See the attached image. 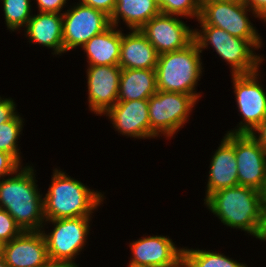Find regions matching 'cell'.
<instances>
[{"label": "cell", "mask_w": 266, "mask_h": 267, "mask_svg": "<svg viewBox=\"0 0 266 267\" xmlns=\"http://www.w3.org/2000/svg\"><path fill=\"white\" fill-rule=\"evenodd\" d=\"M0 267H8L1 254H0Z\"/></svg>", "instance_id": "8d00e7d4"}, {"label": "cell", "mask_w": 266, "mask_h": 267, "mask_svg": "<svg viewBox=\"0 0 266 267\" xmlns=\"http://www.w3.org/2000/svg\"><path fill=\"white\" fill-rule=\"evenodd\" d=\"M1 255L8 267H41L50 259L41 231H23L2 244Z\"/></svg>", "instance_id": "9a60e30c"}, {"label": "cell", "mask_w": 266, "mask_h": 267, "mask_svg": "<svg viewBox=\"0 0 266 267\" xmlns=\"http://www.w3.org/2000/svg\"><path fill=\"white\" fill-rule=\"evenodd\" d=\"M257 133L258 135H256ZM250 134L266 151V118Z\"/></svg>", "instance_id": "d6a6232c"}, {"label": "cell", "mask_w": 266, "mask_h": 267, "mask_svg": "<svg viewBox=\"0 0 266 267\" xmlns=\"http://www.w3.org/2000/svg\"><path fill=\"white\" fill-rule=\"evenodd\" d=\"M132 259L129 264L144 267H179L183 261V249L175 247L165 236L143 237L129 245Z\"/></svg>", "instance_id": "5bb4252c"}, {"label": "cell", "mask_w": 266, "mask_h": 267, "mask_svg": "<svg viewBox=\"0 0 266 267\" xmlns=\"http://www.w3.org/2000/svg\"><path fill=\"white\" fill-rule=\"evenodd\" d=\"M122 33L119 66L121 69H156L159 54L140 30Z\"/></svg>", "instance_id": "ac0fdd59"}, {"label": "cell", "mask_w": 266, "mask_h": 267, "mask_svg": "<svg viewBox=\"0 0 266 267\" xmlns=\"http://www.w3.org/2000/svg\"><path fill=\"white\" fill-rule=\"evenodd\" d=\"M204 203L224 225L241 229L262 240L264 221L262 214V194L256 189L237 185L220 189Z\"/></svg>", "instance_id": "6da1fadb"}, {"label": "cell", "mask_w": 266, "mask_h": 267, "mask_svg": "<svg viewBox=\"0 0 266 267\" xmlns=\"http://www.w3.org/2000/svg\"><path fill=\"white\" fill-rule=\"evenodd\" d=\"M201 29L200 31L194 29V41L201 53L202 49L208 48L211 44L217 54L228 62L232 75L251 74L258 71V65L263 62V59L253 50L261 47V39H242L214 26H201Z\"/></svg>", "instance_id": "5b68a950"}, {"label": "cell", "mask_w": 266, "mask_h": 267, "mask_svg": "<svg viewBox=\"0 0 266 267\" xmlns=\"http://www.w3.org/2000/svg\"><path fill=\"white\" fill-rule=\"evenodd\" d=\"M80 3L101 10L111 16L115 9L116 0H80Z\"/></svg>", "instance_id": "f546056e"}, {"label": "cell", "mask_w": 266, "mask_h": 267, "mask_svg": "<svg viewBox=\"0 0 266 267\" xmlns=\"http://www.w3.org/2000/svg\"><path fill=\"white\" fill-rule=\"evenodd\" d=\"M41 267H78V265L75 262L49 260L46 264L42 265Z\"/></svg>", "instance_id": "836d02e7"}, {"label": "cell", "mask_w": 266, "mask_h": 267, "mask_svg": "<svg viewBox=\"0 0 266 267\" xmlns=\"http://www.w3.org/2000/svg\"><path fill=\"white\" fill-rule=\"evenodd\" d=\"M22 232L15 219L6 210L0 208V244L11 241Z\"/></svg>", "instance_id": "4316f807"}, {"label": "cell", "mask_w": 266, "mask_h": 267, "mask_svg": "<svg viewBox=\"0 0 266 267\" xmlns=\"http://www.w3.org/2000/svg\"><path fill=\"white\" fill-rule=\"evenodd\" d=\"M261 194H262V214H263L264 226L266 229V187L261 192Z\"/></svg>", "instance_id": "e575fe53"}, {"label": "cell", "mask_w": 266, "mask_h": 267, "mask_svg": "<svg viewBox=\"0 0 266 267\" xmlns=\"http://www.w3.org/2000/svg\"><path fill=\"white\" fill-rule=\"evenodd\" d=\"M247 11L251 9L243 0L200 3V15L197 19L201 26H214L227 31L230 35L242 39H260L253 27Z\"/></svg>", "instance_id": "52a82bcc"}, {"label": "cell", "mask_w": 266, "mask_h": 267, "mask_svg": "<svg viewBox=\"0 0 266 267\" xmlns=\"http://www.w3.org/2000/svg\"><path fill=\"white\" fill-rule=\"evenodd\" d=\"M90 219L91 217H78L47 220L54 224L52 232L46 234L42 231L51 261L74 262V256L85 246Z\"/></svg>", "instance_id": "ba28073f"}, {"label": "cell", "mask_w": 266, "mask_h": 267, "mask_svg": "<svg viewBox=\"0 0 266 267\" xmlns=\"http://www.w3.org/2000/svg\"><path fill=\"white\" fill-rule=\"evenodd\" d=\"M200 50L195 41L186 48L160 54L156 65L157 90L191 95L198 101L195 86L202 74Z\"/></svg>", "instance_id": "277c9868"}, {"label": "cell", "mask_w": 266, "mask_h": 267, "mask_svg": "<svg viewBox=\"0 0 266 267\" xmlns=\"http://www.w3.org/2000/svg\"><path fill=\"white\" fill-rule=\"evenodd\" d=\"M160 13L170 14L175 16L196 17L200 15L199 0H164L159 5Z\"/></svg>", "instance_id": "484cf974"}, {"label": "cell", "mask_w": 266, "mask_h": 267, "mask_svg": "<svg viewBox=\"0 0 266 267\" xmlns=\"http://www.w3.org/2000/svg\"><path fill=\"white\" fill-rule=\"evenodd\" d=\"M245 4L252 10L255 14L254 17L264 19L266 22V0H243Z\"/></svg>", "instance_id": "1f68e13d"}, {"label": "cell", "mask_w": 266, "mask_h": 267, "mask_svg": "<svg viewBox=\"0 0 266 267\" xmlns=\"http://www.w3.org/2000/svg\"><path fill=\"white\" fill-rule=\"evenodd\" d=\"M23 120L16 114L11 120L0 124V151L11 154L20 164L17 140L22 131Z\"/></svg>", "instance_id": "d4e9b609"}, {"label": "cell", "mask_w": 266, "mask_h": 267, "mask_svg": "<svg viewBox=\"0 0 266 267\" xmlns=\"http://www.w3.org/2000/svg\"><path fill=\"white\" fill-rule=\"evenodd\" d=\"M53 171L51 186L43 197L45 222L54 219L91 217L93 210L100 206L104 196L67 176L65 172L56 168Z\"/></svg>", "instance_id": "3957f363"}, {"label": "cell", "mask_w": 266, "mask_h": 267, "mask_svg": "<svg viewBox=\"0 0 266 267\" xmlns=\"http://www.w3.org/2000/svg\"><path fill=\"white\" fill-rule=\"evenodd\" d=\"M15 102L13 99H2L0 97V124L11 120L17 113L15 112Z\"/></svg>", "instance_id": "f1b7e54d"}, {"label": "cell", "mask_w": 266, "mask_h": 267, "mask_svg": "<svg viewBox=\"0 0 266 267\" xmlns=\"http://www.w3.org/2000/svg\"><path fill=\"white\" fill-rule=\"evenodd\" d=\"M140 31L159 55L184 49L194 41V30L179 20L178 16L176 18L175 15L170 14L159 13Z\"/></svg>", "instance_id": "7c38bea8"}, {"label": "cell", "mask_w": 266, "mask_h": 267, "mask_svg": "<svg viewBox=\"0 0 266 267\" xmlns=\"http://www.w3.org/2000/svg\"><path fill=\"white\" fill-rule=\"evenodd\" d=\"M195 104L191 95L157 90L148 99L150 138L173 136L188 121Z\"/></svg>", "instance_id": "8992f818"}, {"label": "cell", "mask_w": 266, "mask_h": 267, "mask_svg": "<svg viewBox=\"0 0 266 267\" xmlns=\"http://www.w3.org/2000/svg\"><path fill=\"white\" fill-rule=\"evenodd\" d=\"M156 92L155 69H122L117 101L149 99Z\"/></svg>", "instance_id": "44dd1931"}, {"label": "cell", "mask_w": 266, "mask_h": 267, "mask_svg": "<svg viewBox=\"0 0 266 267\" xmlns=\"http://www.w3.org/2000/svg\"><path fill=\"white\" fill-rule=\"evenodd\" d=\"M129 267H144V266H138V265H133V264H129Z\"/></svg>", "instance_id": "ab89813d"}, {"label": "cell", "mask_w": 266, "mask_h": 267, "mask_svg": "<svg viewBox=\"0 0 266 267\" xmlns=\"http://www.w3.org/2000/svg\"><path fill=\"white\" fill-rule=\"evenodd\" d=\"M39 12L60 13L67 0H36Z\"/></svg>", "instance_id": "4dcf8cb0"}, {"label": "cell", "mask_w": 266, "mask_h": 267, "mask_svg": "<svg viewBox=\"0 0 266 267\" xmlns=\"http://www.w3.org/2000/svg\"><path fill=\"white\" fill-rule=\"evenodd\" d=\"M105 115L122 135L150 139L148 99L117 101Z\"/></svg>", "instance_id": "2e32d148"}, {"label": "cell", "mask_w": 266, "mask_h": 267, "mask_svg": "<svg viewBox=\"0 0 266 267\" xmlns=\"http://www.w3.org/2000/svg\"><path fill=\"white\" fill-rule=\"evenodd\" d=\"M21 169V170H20ZM19 172V173H18ZM0 180V208L6 210L23 231H41L45 223L43 198L32 166L19 168L15 176Z\"/></svg>", "instance_id": "7a4b0ae2"}, {"label": "cell", "mask_w": 266, "mask_h": 267, "mask_svg": "<svg viewBox=\"0 0 266 267\" xmlns=\"http://www.w3.org/2000/svg\"><path fill=\"white\" fill-rule=\"evenodd\" d=\"M25 29L30 43L52 48L55 55L64 53L62 13L39 12L37 15L32 14Z\"/></svg>", "instance_id": "d6986e66"}, {"label": "cell", "mask_w": 266, "mask_h": 267, "mask_svg": "<svg viewBox=\"0 0 266 267\" xmlns=\"http://www.w3.org/2000/svg\"><path fill=\"white\" fill-rule=\"evenodd\" d=\"M122 31L111 25L104 32L93 36L82 48L89 65H119Z\"/></svg>", "instance_id": "ffe728a7"}, {"label": "cell", "mask_w": 266, "mask_h": 267, "mask_svg": "<svg viewBox=\"0 0 266 267\" xmlns=\"http://www.w3.org/2000/svg\"><path fill=\"white\" fill-rule=\"evenodd\" d=\"M20 163L9 153L0 151V179L13 175L20 168Z\"/></svg>", "instance_id": "83f0119b"}, {"label": "cell", "mask_w": 266, "mask_h": 267, "mask_svg": "<svg viewBox=\"0 0 266 267\" xmlns=\"http://www.w3.org/2000/svg\"><path fill=\"white\" fill-rule=\"evenodd\" d=\"M258 74L256 71L251 74L232 75L235 98L243 121H240L238 129L227 133L250 134L266 118V93L258 83Z\"/></svg>", "instance_id": "30bf717a"}, {"label": "cell", "mask_w": 266, "mask_h": 267, "mask_svg": "<svg viewBox=\"0 0 266 267\" xmlns=\"http://www.w3.org/2000/svg\"><path fill=\"white\" fill-rule=\"evenodd\" d=\"M263 241H265L266 240V229L264 230V235H263V239H262Z\"/></svg>", "instance_id": "f35d334b"}, {"label": "cell", "mask_w": 266, "mask_h": 267, "mask_svg": "<svg viewBox=\"0 0 266 267\" xmlns=\"http://www.w3.org/2000/svg\"><path fill=\"white\" fill-rule=\"evenodd\" d=\"M159 13V6L154 0H116L110 23L117 27L121 17L129 29L140 30Z\"/></svg>", "instance_id": "7402d4cb"}, {"label": "cell", "mask_w": 266, "mask_h": 267, "mask_svg": "<svg viewBox=\"0 0 266 267\" xmlns=\"http://www.w3.org/2000/svg\"><path fill=\"white\" fill-rule=\"evenodd\" d=\"M236 162L234 133H226L210 163L205 199L220 189L239 185Z\"/></svg>", "instance_id": "e0dca14e"}, {"label": "cell", "mask_w": 266, "mask_h": 267, "mask_svg": "<svg viewBox=\"0 0 266 267\" xmlns=\"http://www.w3.org/2000/svg\"><path fill=\"white\" fill-rule=\"evenodd\" d=\"M183 249L182 264L185 267H248L227 256L200 249Z\"/></svg>", "instance_id": "603a6c76"}, {"label": "cell", "mask_w": 266, "mask_h": 267, "mask_svg": "<svg viewBox=\"0 0 266 267\" xmlns=\"http://www.w3.org/2000/svg\"><path fill=\"white\" fill-rule=\"evenodd\" d=\"M238 184L262 192L266 187V151L247 133H234Z\"/></svg>", "instance_id": "8fae6325"}, {"label": "cell", "mask_w": 266, "mask_h": 267, "mask_svg": "<svg viewBox=\"0 0 266 267\" xmlns=\"http://www.w3.org/2000/svg\"><path fill=\"white\" fill-rule=\"evenodd\" d=\"M223 1H232V0H199V3L223 2Z\"/></svg>", "instance_id": "d590c367"}, {"label": "cell", "mask_w": 266, "mask_h": 267, "mask_svg": "<svg viewBox=\"0 0 266 267\" xmlns=\"http://www.w3.org/2000/svg\"><path fill=\"white\" fill-rule=\"evenodd\" d=\"M156 3H157V5L159 6L164 0H154Z\"/></svg>", "instance_id": "74e56055"}, {"label": "cell", "mask_w": 266, "mask_h": 267, "mask_svg": "<svg viewBox=\"0 0 266 267\" xmlns=\"http://www.w3.org/2000/svg\"><path fill=\"white\" fill-rule=\"evenodd\" d=\"M119 65H89L87 69V87L89 108L96 114H105L118 100Z\"/></svg>", "instance_id": "4fadbf2b"}, {"label": "cell", "mask_w": 266, "mask_h": 267, "mask_svg": "<svg viewBox=\"0 0 266 267\" xmlns=\"http://www.w3.org/2000/svg\"><path fill=\"white\" fill-rule=\"evenodd\" d=\"M62 19L64 52L82 47L111 26L110 16L105 12L81 3L62 13Z\"/></svg>", "instance_id": "9c48e42d"}, {"label": "cell", "mask_w": 266, "mask_h": 267, "mask_svg": "<svg viewBox=\"0 0 266 267\" xmlns=\"http://www.w3.org/2000/svg\"><path fill=\"white\" fill-rule=\"evenodd\" d=\"M6 25L9 30L26 27L31 19V0H2Z\"/></svg>", "instance_id": "cb8c5ba5"}]
</instances>
